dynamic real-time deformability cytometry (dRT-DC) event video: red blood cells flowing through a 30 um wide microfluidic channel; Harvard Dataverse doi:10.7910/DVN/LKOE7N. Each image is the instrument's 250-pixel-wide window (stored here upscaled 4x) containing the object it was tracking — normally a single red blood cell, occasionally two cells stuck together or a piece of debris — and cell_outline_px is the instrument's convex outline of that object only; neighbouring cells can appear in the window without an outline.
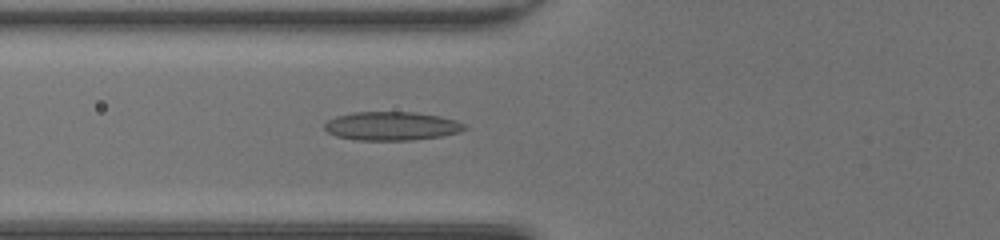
{"species": "common noctule bat (a hibernating species)", "species_latin": "Nyctalus noctula", "temperature_condition": "room temperature", "stored_images_in_passage": 40, "camera_frame_rate_fps": 3000, "um_per_image_px": 0.085, "animal": {"sex": "female", "body_mass_g": 20.0, "forearm_length_mm": 54.0}, "frame": {"image": 1, "passage_image": 11, "time_ms": 3.333, "image_size_px": [1000, 240], "cell_outline_px": [[468, 128], [460, 132], [440, 136], [412, 140], [356, 140], [336, 136], [328, 132], [324, 128], [324, 124], [328, 120], [336, 116], [352, 112], [416, 112], [440, 116], [456, 120], [464, 124]], "centroid_in_image_um": [33.29, 10.71], "position_along_channel_um": 92.5, "area_um2": 23.47}}
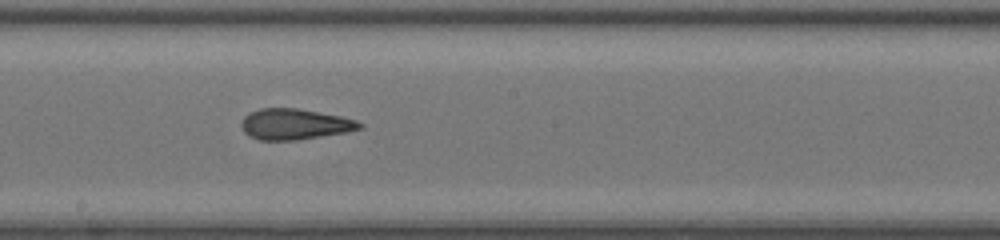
{"frame": {"image": 2, "passage_image": 20, "time_ms": 6.333, "image_size_px": [1000, 240], "cell_outline_px": [[364, 128], [348, 132], [296, 140], [260, 140], [248, 136], [244, 132], [240, 124], [244, 116], [248, 112], [260, 108], [296, 108], [340, 116], [356, 120], [364, 124]], "centroid_in_image_um": [25.04, 10.56], "position_along_channel_um": 223.2, "area_um2": 21.39}}
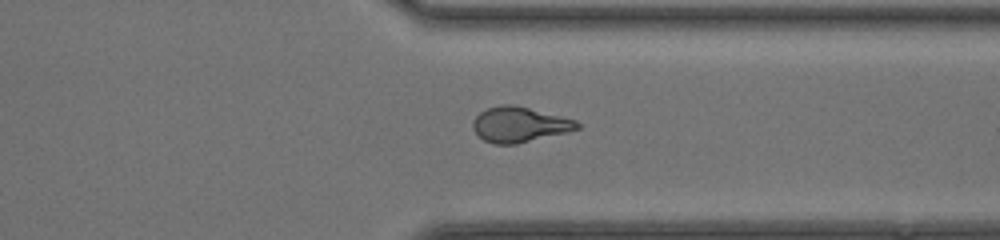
{"frame": {"image": 3, "passage_image": 30, "time_ms": 9.667, "image_size_px": [1000, 240], "cell_outline_px": [[580, 128], [568, 132], [516, 144], [496, 144], [484, 140], [472, 128], [472, 120], [480, 112], [488, 108], [500, 104], [516, 104], [576, 120], [580, 124]], "centroid_in_image_um": [44.15, 10.57], "position_along_channel_um": 367.2, "area_um2": 21.5}, "authors_computed_cell_mechanics": {"area_um2": 21.6461, "velocity_mm_per_s": 4.3317, "shape_relaxation_time_tau1_ms": null, "shape_relaxation_time_tau2_ms": 1.3597, "deformation_change_tau1": null, "deformation_change_tau2": 0.0869}}